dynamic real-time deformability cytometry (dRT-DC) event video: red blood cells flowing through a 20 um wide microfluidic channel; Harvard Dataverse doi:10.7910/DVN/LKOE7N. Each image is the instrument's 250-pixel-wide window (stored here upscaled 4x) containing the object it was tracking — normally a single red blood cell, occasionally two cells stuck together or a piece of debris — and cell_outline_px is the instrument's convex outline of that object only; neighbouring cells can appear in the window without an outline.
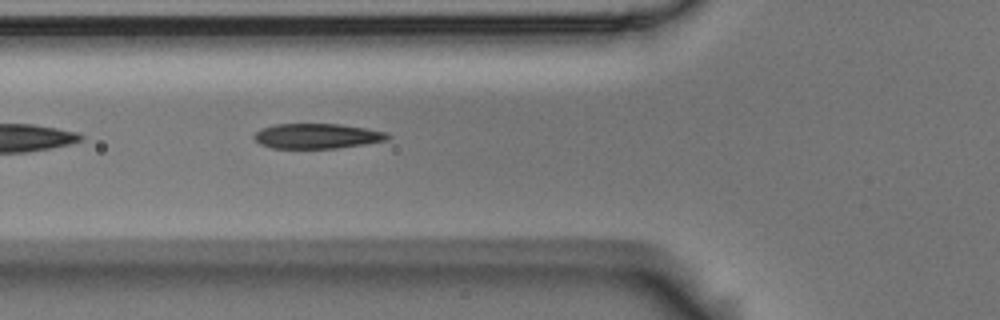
{"species": "Egyptian fruit bat (a non-hibernating species)", "species_latin": "Rousettus aegyptiacus", "temperature_condition": "room temperature", "stored_images_in_passage": 4, "camera_frame_rate_fps": 3000, "um_per_image_px": 0.085, "animal": {"sex": "male"}, "frame": {"image": 1, "passage_image": 4, "time_ms": 1.0, "image_size_px": [1000, 320], "cell_outline_px": [[392, 136], [388, 140], [364, 144], [336, 148], [272, 148], [260, 144], [252, 136], [260, 128], [276, 124], [340, 124], [368, 128], [384, 132]], "centroid_in_image_um": [26.95, 11.56], "position_along_channel_um": 98.9, "area_um2": 19.54}}